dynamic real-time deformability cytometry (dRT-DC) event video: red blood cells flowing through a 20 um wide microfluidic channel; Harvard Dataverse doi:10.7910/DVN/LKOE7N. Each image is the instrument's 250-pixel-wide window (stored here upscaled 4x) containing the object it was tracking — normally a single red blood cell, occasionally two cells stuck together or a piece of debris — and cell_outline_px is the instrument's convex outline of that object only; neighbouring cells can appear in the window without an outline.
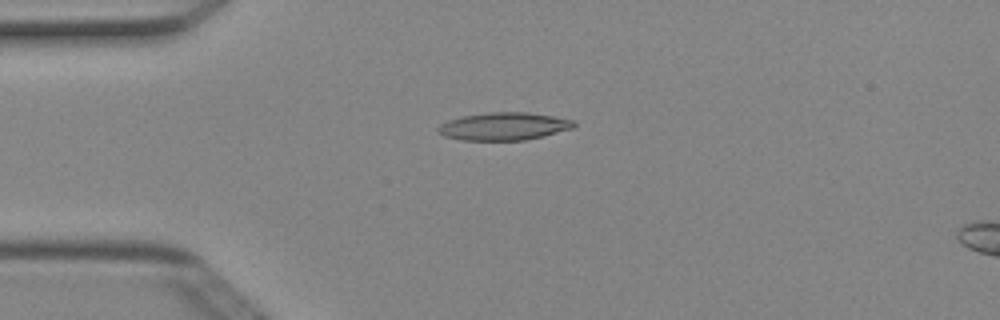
{"species": "Egyptian fruit bat (a non-hibernating species)", "species_latin": "Rousettus aegyptiacus", "temperature_condition": "cold", "stored_images_in_passage": 7, "camera_frame_rate_fps": 3000, "um_per_image_px": 0.085, "animal": {"sex": "female"}, "frame": {"image": 1, "passage_image": 4, "time_ms": 1.0, "image_size_px": [1000, 320], "cell_outline_px": [[576, 124], [572, 128], [544, 136], [524, 140], [460, 140], [444, 136], [436, 132], [436, 128], [440, 124], [448, 120], [460, 116], [488, 112], [528, 112], [552, 116], [572, 120]], "centroid_in_image_um": [42.76, 10.73], "position_along_channel_um": 42.2, "area_um2": 22.02}}
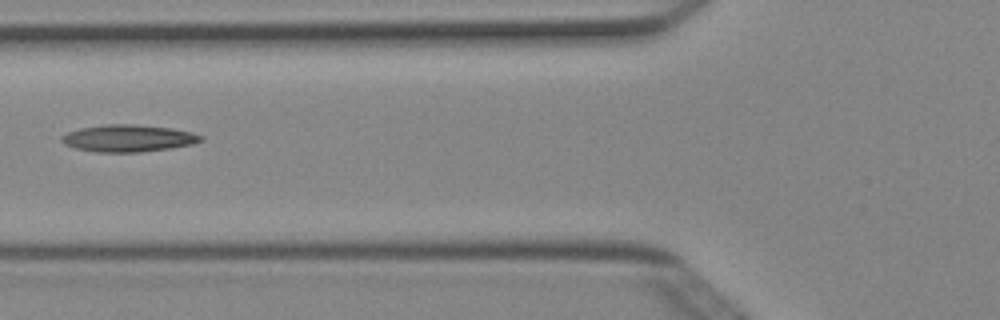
{"frame": {"image": 2, "passage_image": 6, "time_ms": 1.667, "image_size_px": [1000, 320], "cell_outline_px": [[204, 140], [192, 144], [172, 148], [140, 152], [96, 152], [76, 148], [64, 144], [60, 140], [60, 136], [68, 132], [80, 128], [104, 124], [136, 124], [172, 128], [192, 132], [204, 136]], "centroid_in_image_um": [10.91, 11.75], "position_along_channel_um": 114.9, "area_um2": 22.14}}
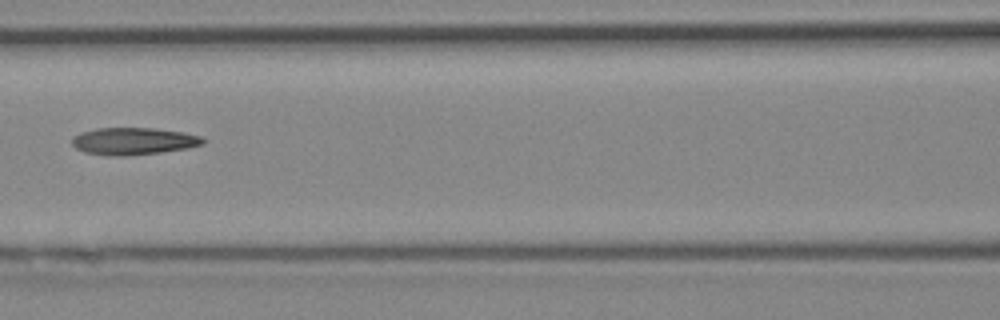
{"frame": {"image": 3, "passage_image": 7, "time_ms": 2.0, "image_size_px": [1000, 320], "cell_outline_px": [[208, 140], [204, 144], [188, 148], [160, 152], [124, 156], [108, 156], [84, 152], [76, 148], [72, 144], [72, 136], [80, 132], [96, 128], [152, 128], [184, 132], [200, 136]], "centroid_in_image_um": [11.34, 12.0], "position_along_channel_um": 155.3, "area_um2": 20.92}}